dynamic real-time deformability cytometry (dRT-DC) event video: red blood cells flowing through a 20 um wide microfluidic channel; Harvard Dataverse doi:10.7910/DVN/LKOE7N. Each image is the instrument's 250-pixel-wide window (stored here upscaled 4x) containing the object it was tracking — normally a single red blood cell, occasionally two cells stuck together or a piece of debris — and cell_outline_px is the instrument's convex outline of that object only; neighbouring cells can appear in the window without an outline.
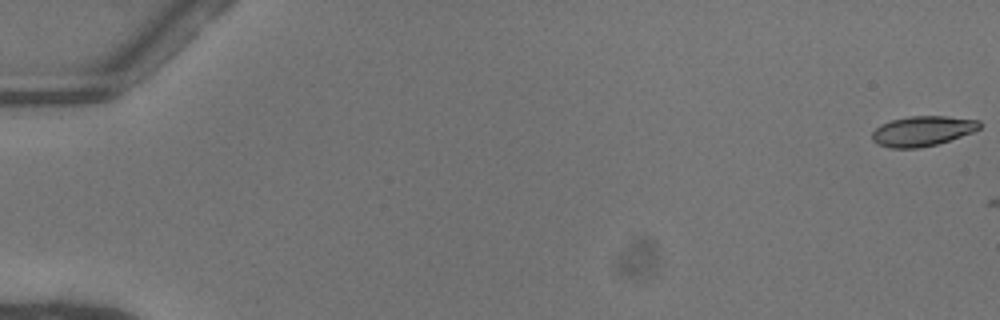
{"species": "common noctule bat (a hibernating species)", "species_latin": "Nyctalus noctula", "temperature_condition": "warm", "stored_images_in_passage": 2, "camera_frame_rate_fps": 3000, "um_per_image_px": 0.085, "animal": {"sex": "female"}, "frame": {"image": 1, "passage_image": 1, "time_ms": 0.0, "image_size_px": [1000, 320], "cell_outline_px": [[980, 128], [972, 132], [936, 144], [916, 148], [892, 148], [880, 144], [872, 140], [872, 132], [880, 124], [892, 120], [908, 116], [948, 116], [980, 120]], "centroid_in_image_um": [78.4, 11.12], "position_along_channel_um": 6.6, "area_um2": 18.61}}